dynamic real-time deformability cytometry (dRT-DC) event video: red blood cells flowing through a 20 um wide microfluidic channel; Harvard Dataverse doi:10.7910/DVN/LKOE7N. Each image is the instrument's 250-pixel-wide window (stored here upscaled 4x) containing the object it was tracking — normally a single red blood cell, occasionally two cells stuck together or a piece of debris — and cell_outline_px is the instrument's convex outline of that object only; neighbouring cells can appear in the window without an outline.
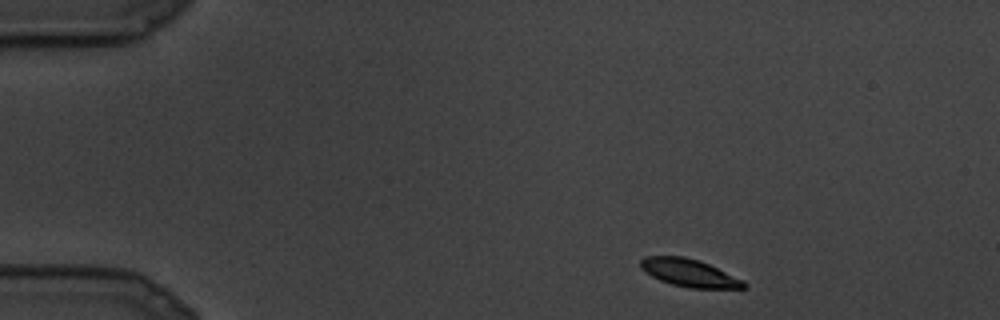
{"species": "common noctule bat (a hibernating species)", "species_latin": "Nyctalus noctula", "temperature_condition": "cold", "stored_images_in_passage": 11, "camera_frame_rate_fps": 3000, "um_per_image_px": 0.085, "animal": {"sex": "male", "body_mass_g": 19.5, "forearm_length_mm": 54.6}, "frame": {"image": 1, "passage_image": 1, "time_ms": 0.0, "image_size_px": [1000, 320], "cell_outline_px": [[748, 288], [688, 288], [672, 284], [660, 280], [644, 272], [640, 268], [640, 260], [644, 256], [684, 256], [700, 260], [744, 280], [748, 284]], "centroid_in_image_um": [58.59, 23.19], "position_along_channel_um": 26.4, "area_um2": 16.82}}
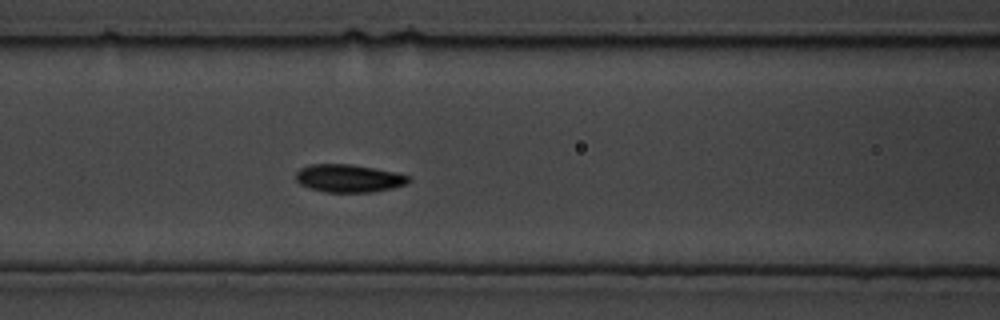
{"frame": {"image": 2, "passage_image": 8, "time_ms": 2.333, "image_size_px": [1000, 320], "cell_outline_px": [[412, 180], [408, 184], [392, 188], [372, 192], [324, 192], [308, 188], [300, 184], [296, 180], [296, 172], [300, 168], [312, 164], [352, 164], [396, 172], [412, 176]], "centroid_in_image_um": [29.68, 15.16], "position_along_channel_um": 136.9, "area_um2": 18.55}}
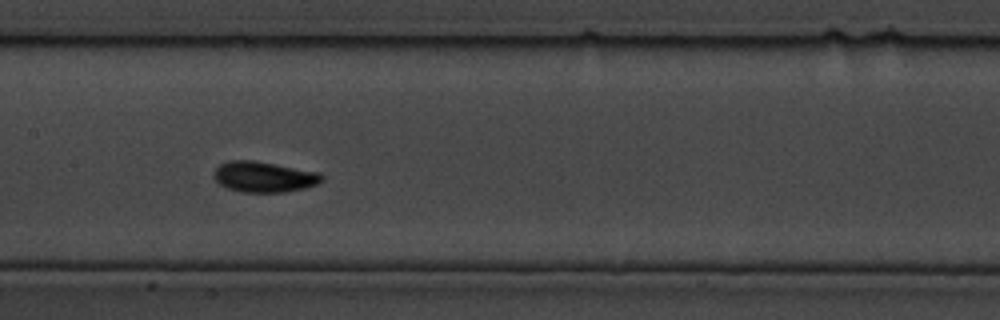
{"frame": {"image": 3, "passage_image": 10, "time_ms": 3.0, "image_size_px": [1000, 320], "cell_outline_px": [[324, 180], [316, 184], [304, 188], [284, 192], [244, 192], [228, 188], [220, 184], [212, 176], [212, 172], [220, 164], [228, 160], [256, 160], [320, 172], [324, 176]], "centroid_in_image_um": [22.44, 15.01], "position_along_channel_um": 185.0, "area_um2": 19.48}}